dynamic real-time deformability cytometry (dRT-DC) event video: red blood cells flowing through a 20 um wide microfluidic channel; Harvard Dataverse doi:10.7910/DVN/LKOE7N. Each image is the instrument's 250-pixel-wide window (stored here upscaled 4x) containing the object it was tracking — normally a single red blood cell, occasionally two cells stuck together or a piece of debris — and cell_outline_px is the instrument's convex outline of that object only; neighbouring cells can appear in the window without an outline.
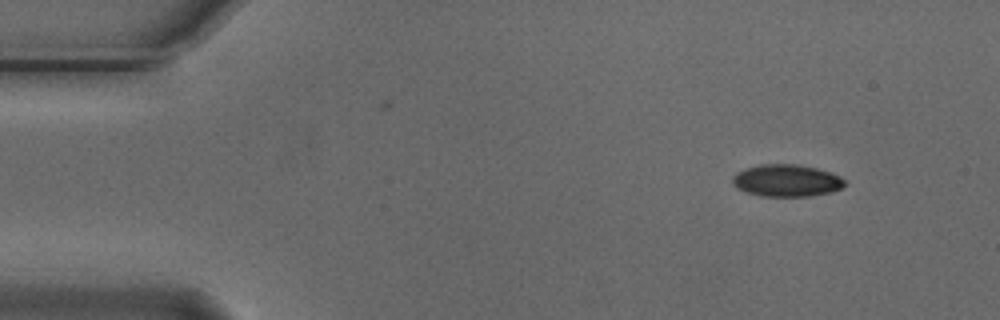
{"species": "Egyptian fruit bat (a non-hibernating species)", "species_latin": "Rousettus aegyptiacus", "temperature_condition": "cold", "stored_images_in_passage": 5, "camera_frame_rate_fps": 3000, "um_per_image_px": 0.085, "animal": {"sex": "male"}, "frame": {"image": 1, "passage_image": 1, "time_ms": 0.0, "image_size_px": [1000, 320], "cell_outline_px": [[844, 184], [840, 188], [832, 192], [808, 196], [760, 196], [736, 188], [732, 184], [732, 176], [736, 172], [744, 168], [760, 164], [796, 164], [816, 168], [832, 172], [840, 176], [844, 180]], "centroid_in_image_um": [66.82, 15.34], "position_along_channel_um": 18.2, "area_um2": 21.1}}
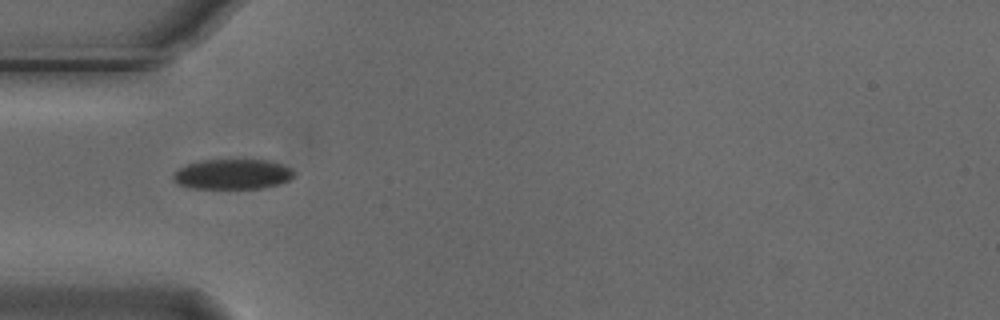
{"frame": {"image": 2, "passage_image": 4, "time_ms": 1.0, "image_size_px": [1000, 320], "cell_outline_px": [[296, 176], [280, 184], [264, 188], [192, 188], [176, 184], [172, 180], [172, 176], [180, 168], [188, 164], [204, 160], [268, 160], [292, 168], [296, 172]], "centroid_in_image_um": [19.8, 14.81], "position_along_channel_um": 65.2, "area_um2": 21.27}}
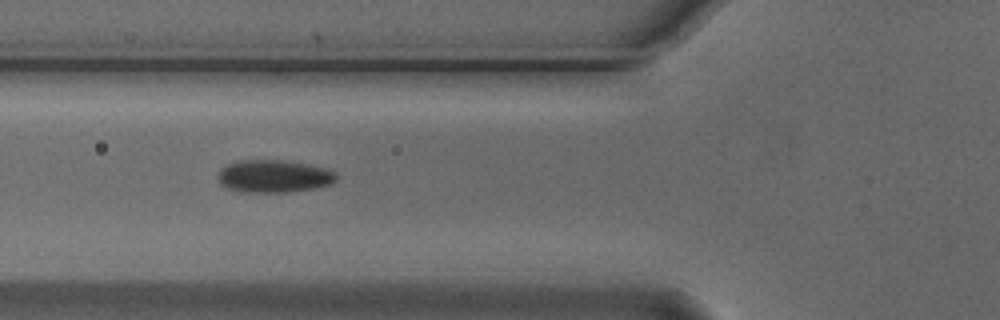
{"frame": {"image": 3, "passage_image": 5, "time_ms": 1.333, "image_size_px": [1000, 320], "cell_outline_px": [[336, 180], [332, 184], [312, 188], [288, 192], [244, 192], [224, 188], [220, 184], [216, 176], [220, 168], [228, 164], [240, 160], [280, 160], [304, 164], [324, 168], [336, 172]], "centroid_in_image_um": [23.21, 14.99], "position_along_channel_um": 102.6, "area_um2": 22.48}}